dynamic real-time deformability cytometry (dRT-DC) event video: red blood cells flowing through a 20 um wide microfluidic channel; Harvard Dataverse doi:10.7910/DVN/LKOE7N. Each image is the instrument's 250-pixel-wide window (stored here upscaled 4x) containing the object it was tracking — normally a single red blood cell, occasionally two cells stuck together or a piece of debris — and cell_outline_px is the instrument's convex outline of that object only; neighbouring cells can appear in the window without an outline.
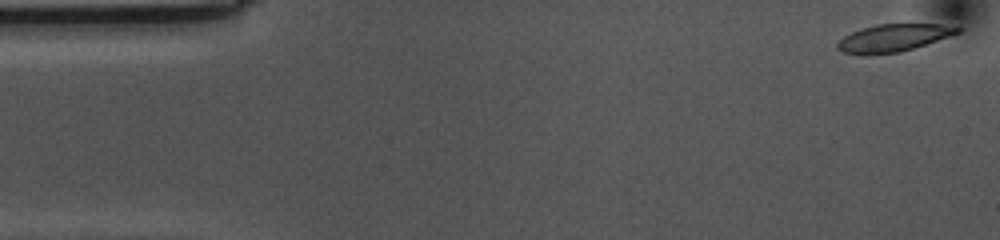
{"species": "common noctule bat (a hibernating species)", "species_latin": "Nyctalus noctula", "temperature_condition": "cold", "stored_images_in_passage": 55, "camera_frame_rate_fps": 3000, "um_per_image_px": 0.085, "animal": {"sex": "female", "body_mass_g": 10.0, "forearm_length_mm": 53.1}, "frame": {"image": 1, "passage_image": 1, "time_ms": 0.0, "image_size_px": [1000, 240], "cell_outline_px": [[960, 32], [900, 52], [860, 56], [844, 52], [836, 48], [836, 44], [844, 36], [860, 28], [876, 24], [940, 24], [960, 28]], "centroid_in_image_um": [75.84, 3.23], "position_along_channel_um": 9.2, "area_um2": 19.07}}
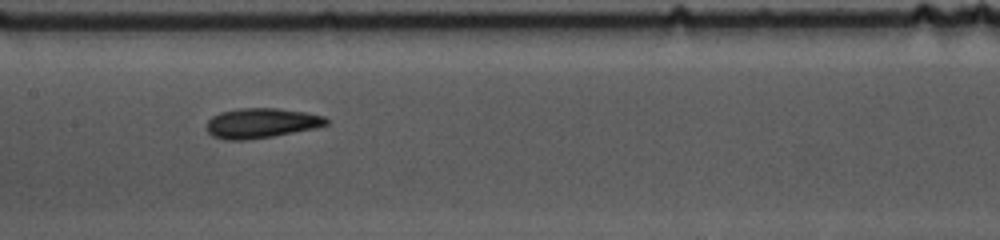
{"frame": {"image": 2, "passage_image": 25, "time_ms": 8.0, "image_size_px": [1000, 240], "cell_outline_px": [[328, 124], [316, 128], [272, 136], [248, 140], [224, 140], [212, 136], [208, 132], [208, 120], [212, 116], [220, 112], [240, 108], [276, 108], [308, 112], [324, 116], [328, 120]], "centroid_in_image_um": [22.22, 10.46], "position_along_channel_um": 185.2, "area_um2": 20.92}}
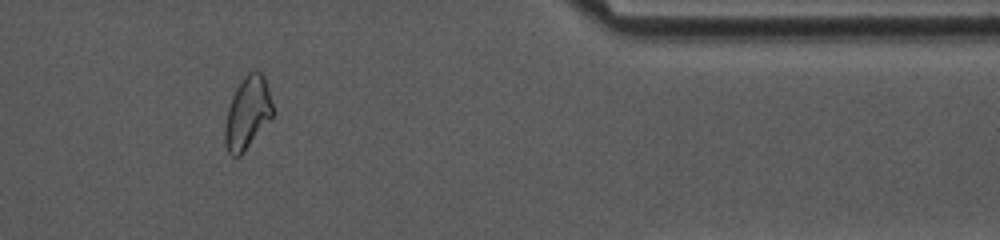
{"frame": {"image": 3, "passage_image": 45, "time_ms": 14.667, "image_size_px": [1000, 240], "cell_outline_px": [[272, 116], [244, 152], [240, 156], [232, 156], [228, 152], [224, 144], [224, 124], [228, 108], [232, 96], [236, 88], [244, 76], [252, 68], [260, 72], [264, 76], [268, 88], [272, 104]], "centroid_in_image_um": [21.0, 9.59], "position_along_channel_um": 390.4, "area_um2": 20.11}, "authors_computed_cell_mechanics": {"area_um2": 20.2878, "velocity_mm_per_s": 3.5302, "shape_relaxation_time_tau1_ms": 4.9549, "shape_relaxation_time_tau2_ms": 3.264, "deformation_change_tau1": 0.156, "deformation_change_tau2": 0.0811}}